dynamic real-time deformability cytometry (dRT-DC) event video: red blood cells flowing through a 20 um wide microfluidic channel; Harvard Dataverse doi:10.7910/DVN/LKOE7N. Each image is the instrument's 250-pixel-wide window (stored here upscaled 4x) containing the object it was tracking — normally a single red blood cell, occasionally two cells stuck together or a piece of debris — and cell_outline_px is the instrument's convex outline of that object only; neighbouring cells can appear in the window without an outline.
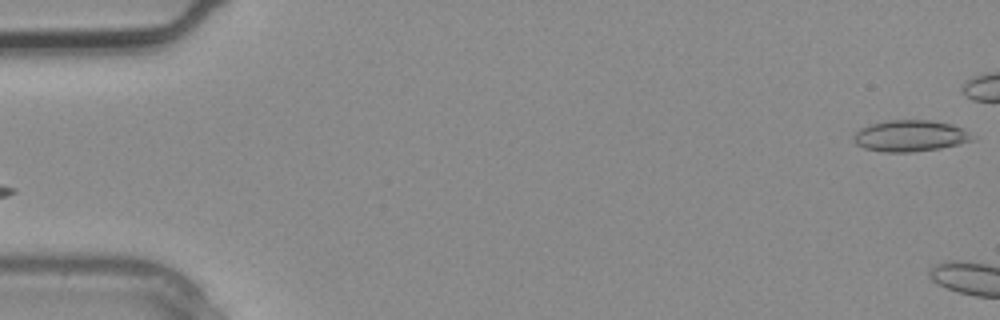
{"species": "common noctule bat (a hibernating species)", "species_latin": "Nyctalus noctula", "temperature_condition": "warm", "stored_images_in_passage": 2, "segment_of_instrument_passage": [2, 2], "camera_frame_rate_fps": 3000, "um_per_image_px": 0.085, "animal": {"sex": "male", "body_mass_g": 20.4}, "frame": {"image": 1, "passage_image": 2, "time_ms": 0.333, "image_size_px": [1000, 320], "cell_outline_px": [[976, 140], [940, 148], [912, 152], [884, 152], [864, 148], [856, 144], [852, 140], [852, 136], [860, 128], [872, 124], [888, 120], [928, 120], [952, 124], [964, 128], [976, 136]], "centroid_in_image_um": [77.4, 11.55], "position_along_channel_um": 7.6, "area_um2": 21.91}}